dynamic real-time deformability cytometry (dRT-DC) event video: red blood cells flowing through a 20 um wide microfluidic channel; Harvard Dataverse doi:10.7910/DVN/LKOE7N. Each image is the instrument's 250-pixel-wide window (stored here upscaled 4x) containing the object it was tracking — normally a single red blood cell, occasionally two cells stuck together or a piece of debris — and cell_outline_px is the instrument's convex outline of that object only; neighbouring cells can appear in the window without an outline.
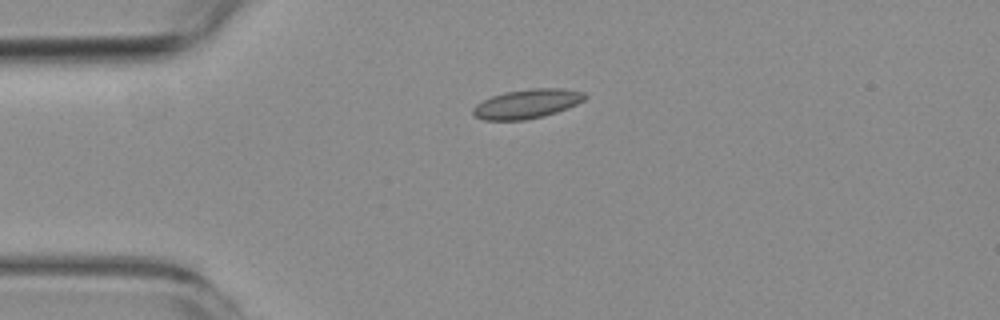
{"species": "common noctule bat (a hibernating species)", "species_latin": "Nyctalus noctula", "temperature_condition": "room temperature", "stored_images_in_passage": 2, "camera_frame_rate_fps": 3000, "um_per_image_px": 0.085, "animal": {"sex": "female", "body_mass_g": 19.3, "forearm_length_mm": 54.1}, "frame": {"image": 1, "passage_image": 1, "time_ms": 0.0, "image_size_px": [1000, 320], "cell_outline_px": [[588, 96], [584, 100], [568, 108], [544, 116], [524, 120], [484, 120], [476, 116], [472, 112], [472, 108], [476, 104], [492, 96], [504, 92], [532, 88], [564, 88], [584, 92]], "centroid_in_image_um": [44.82, 8.81], "position_along_channel_um": 40.2, "area_um2": 19.07}}